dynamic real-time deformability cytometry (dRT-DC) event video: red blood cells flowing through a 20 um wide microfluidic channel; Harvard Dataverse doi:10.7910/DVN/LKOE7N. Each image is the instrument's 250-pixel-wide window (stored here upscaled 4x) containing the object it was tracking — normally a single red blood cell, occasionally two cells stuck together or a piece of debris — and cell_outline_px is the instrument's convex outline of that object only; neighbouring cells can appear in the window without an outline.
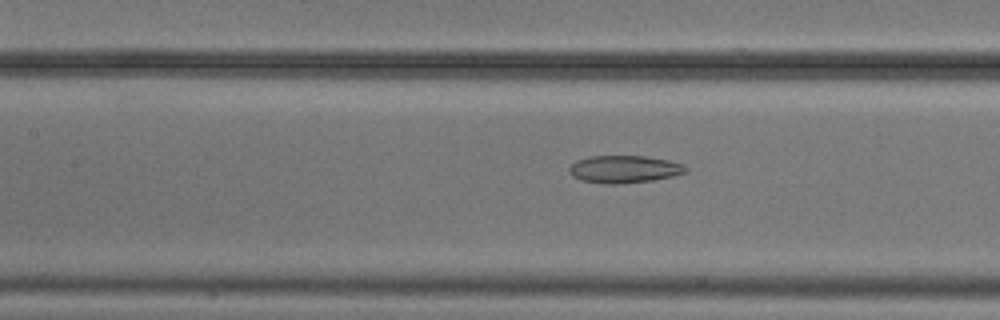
{"species": "common noctule bat (a hibernating species)", "species_latin": "Nyctalus noctula", "temperature_condition": "cold", "stored_images_in_passage": 54, "camera_frame_rate_fps": 3000, "um_per_image_px": 0.085, "animal": {"sex": "male", "body_mass_g": 20.5, "forearm_length_mm": 52.5}, "frame": {"image": 1, "passage_image": 24, "time_ms": 7.667, "image_size_px": [1000, 320], "cell_outline_px": [[688, 172], [672, 176], [652, 180], [620, 184], [604, 184], [580, 180], [572, 176], [568, 172], [568, 168], [576, 160], [588, 156], [644, 156], [668, 160], [684, 164], [688, 168]], "centroid_in_image_um": [53.04, 14.38], "position_along_channel_um": 154.4, "area_um2": 18.84}}
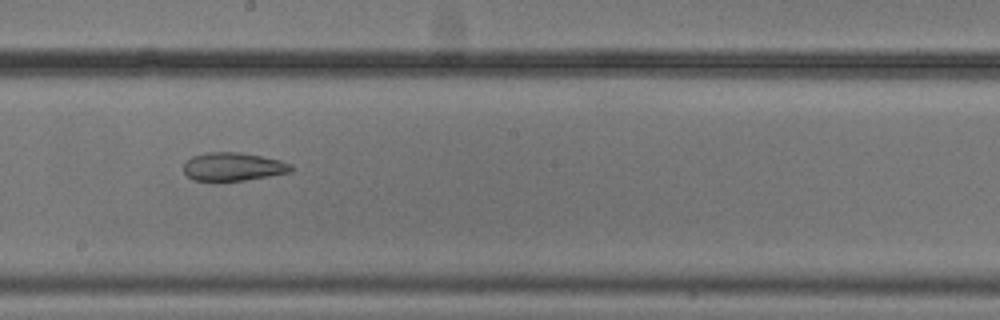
{"frame": {"image": 2, "passage_image": 30, "time_ms": 9.667, "image_size_px": [1000, 320], "cell_outline_px": [[296, 168], [292, 172], [244, 180], [216, 184], [192, 180], [184, 172], [184, 164], [192, 156], [208, 152], [240, 152], [280, 160], [292, 164]], "centroid_in_image_um": [19.8, 14.21], "position_along_channel_um": 228.4, "area_um2": 18.38}}
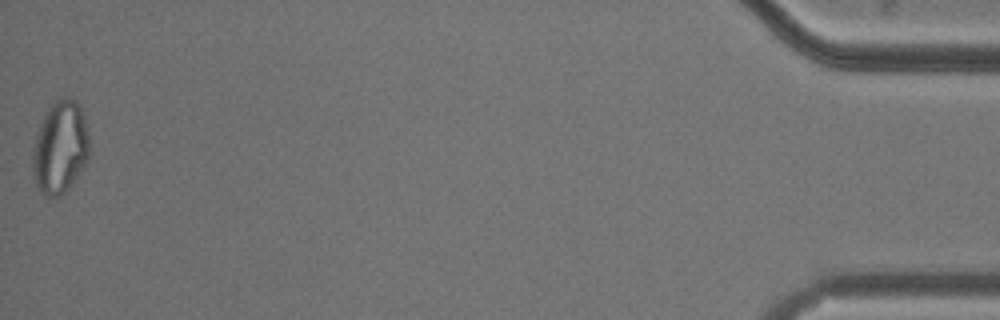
{"frame": {"image": 3, "passage_image": 54, "time_ms": 17.667, "image_size_px": [1000, 320], "cell_outline_px": [[88, 156], [84, 164], [76, 176], [64, 192], [60, 196], [44, 196], [36, 188], [32, 168], [32, 148], [36, 132], [48, 108], [60, 96], [64, 96], [76, 100], [80, 104], [84, 116], [88, 136]], "centroid_in_image_um": [5.07, 12.5], "position_along_channel_um": 430.1, "area_um2": 30.58}, "authors_computed_cell_mechanics": {"area_um2": 25.0852, "velocity_mm_per_s": 3.7088, "shape_relaxation_time_tau1_ms": null, "shape_relaxation_time_tau2_ms": 2.5948, "deformation_change_tau1": null, "deformation_change_tau2": 0.0827}}